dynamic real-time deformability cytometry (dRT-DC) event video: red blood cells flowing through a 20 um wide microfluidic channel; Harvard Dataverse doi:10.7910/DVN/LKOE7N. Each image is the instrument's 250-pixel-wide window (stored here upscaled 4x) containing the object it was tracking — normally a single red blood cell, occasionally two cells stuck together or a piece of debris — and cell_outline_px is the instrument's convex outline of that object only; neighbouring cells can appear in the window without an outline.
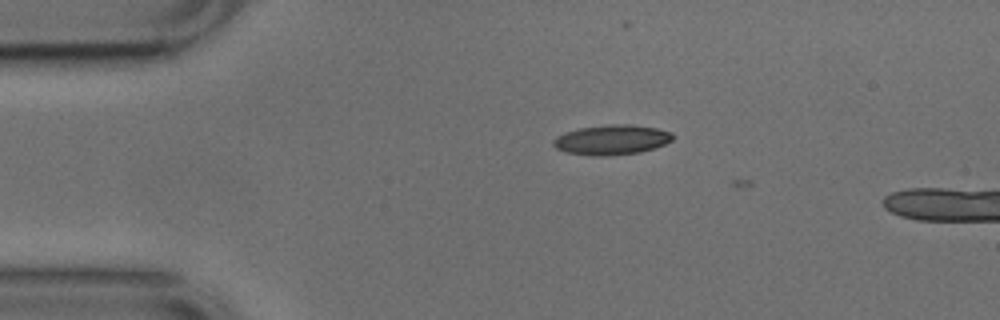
{"species": "common noctule bat (a hibernating species)", "species_latin": "Nyctalus noctula", "temperature_condition": "cold", "stored_images_in_passage": 4, "camera_frame_rate_fps": 3000, "um_per_image_px": 0.085, "animal": {"sex": "male", "body_mass_g": 17.9, "forearm_length_mm": 54.2}, "frame": {"image": 1, "passage_image": 2, "time_ms": 0.333, "image_size_px": [1000, 320], "cell_outline_px": [[676, 136], [672, 140], [664, 144], [640, 152], [604, 156], [592, 156], [564, 152], [556, 148], [552, 144], [552, 140], [556, 136], [564, 132], [580, 128], [612, 124], [628, 124], [656, 128], [672, 132]], "centroid_in_image_um": [51.97, 11.88], "position_along_channel_um": 33.0, "area_um2": 20.87}}